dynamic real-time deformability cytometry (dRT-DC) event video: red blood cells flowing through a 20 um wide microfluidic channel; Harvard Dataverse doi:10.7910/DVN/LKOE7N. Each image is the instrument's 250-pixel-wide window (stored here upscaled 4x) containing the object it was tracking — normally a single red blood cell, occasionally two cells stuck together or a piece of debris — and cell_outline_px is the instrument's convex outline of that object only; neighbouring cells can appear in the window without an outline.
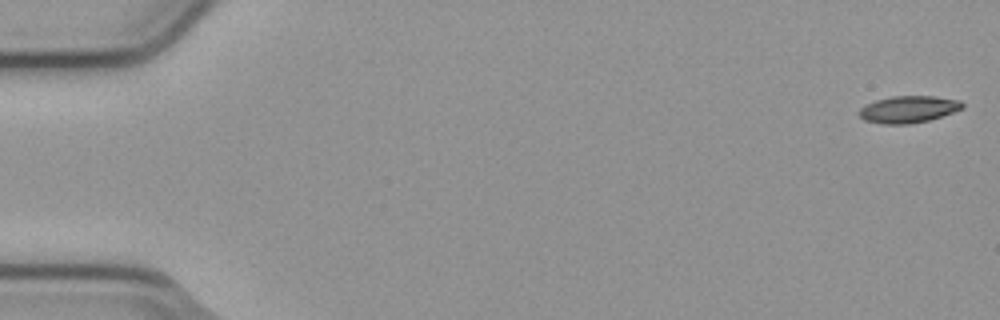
{"species": "common noctule bat (a hibernating species)", "species_latin": "Nyctalus noctula", "temperature_condition": "cold", "stored_images_in_passage": 8, "camera_frame_rate_fps": 3000, "um_per_image_px": 0.085, "animal": {"sex": "male", "body_mass_g": 23.1, "forearm_length_mm": 52.7}, "frame": {"image": 1, "passage_image": 1, "time_ms": 0.0, "image_size_px": [1000, 320], "cell_outline_px": [[964, 108], [928, 120], [908, 124], [880, 124], [864, 120], [856, 112], [860, 108], [876, 100], [892, 96], [932, 96], [960, 100], [964, 104]], "centroid_in_image_um": [77.19, 9.29], "position_along_channel_um": 7.8, "area_um2": 16.13}}
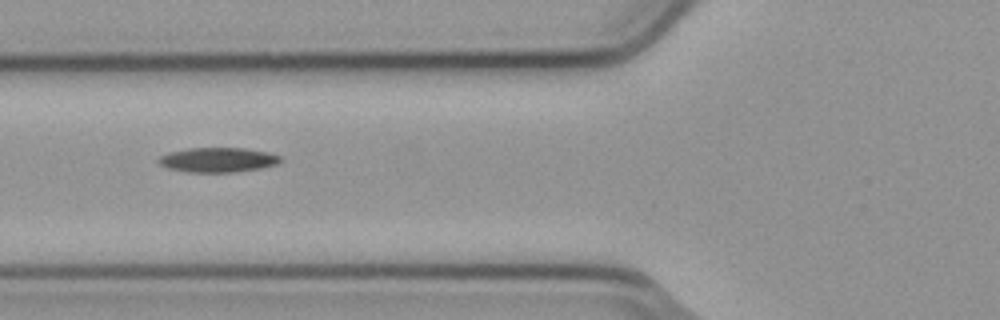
{"frame": {"image": 2, "passage_image": 6, "time_ms": 1.667, "image_size_px": [1000, 320], "cell_outline_px": [[284, 160], [280, 164], [264, 168], [232, 172], [188, 172], [168, 168], [160, 164], [156, 160], [160, 156], [168, 152], [188, 148], [244, 148], [268, 152], [280, 156]], "centroid_in_image_um": [18.56, 13.59], "position_along_channel_um": 107.2, "area_um2": 17.74}}
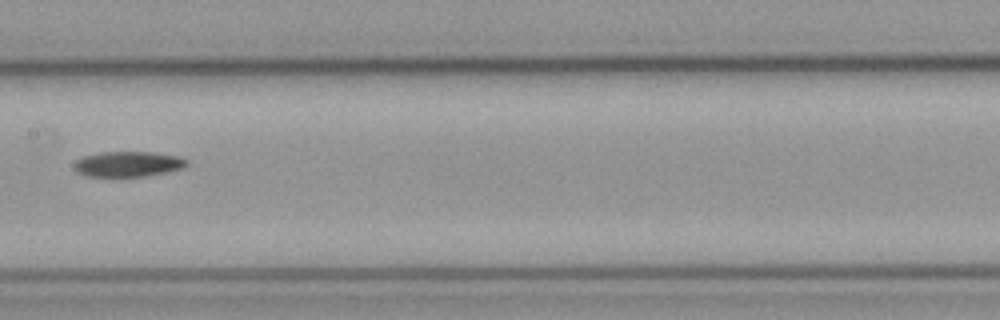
{"frame": {"image": 3, "passage_image": 8, "time_ms": 2.333, "image_size_px": [1000, 320], "cell_outline_px": [[188, 164], [184, 168], [168, 172], [144, 176], [88, 176], [76, 172], [76, 160], [84, 156], [100, 152], [152, 152], [180, 156], [188, 160]], "centroid_in_image_um": [10.95, 13.94], "position_along_channel_um": 196.5, "area_um2": 16.59}}